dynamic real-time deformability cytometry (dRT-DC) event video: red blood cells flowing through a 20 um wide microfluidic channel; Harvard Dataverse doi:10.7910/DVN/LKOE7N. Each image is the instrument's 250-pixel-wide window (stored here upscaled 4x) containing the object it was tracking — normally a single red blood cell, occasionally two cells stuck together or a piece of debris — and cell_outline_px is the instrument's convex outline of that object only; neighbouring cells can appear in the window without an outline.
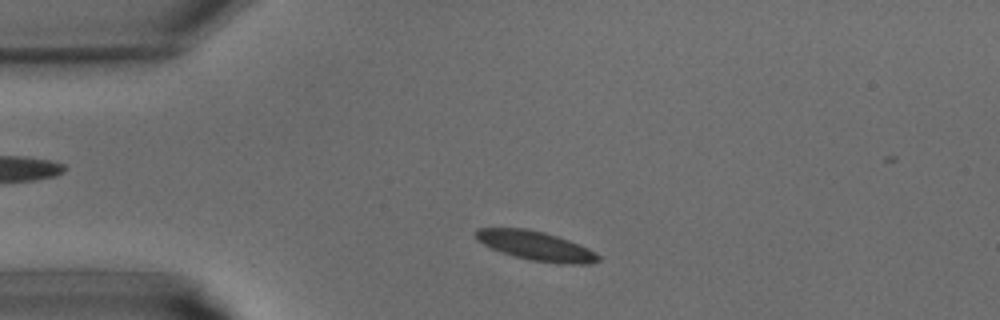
{"species": "common noctule bat (a hibernating species)", "species_latin": "Nyctalus noctula", "temperature_condition": "warm", "stored_images_in_passage": 36, "camera_frame_rate_fps": 3000, "um_per_image_px": 0.085, "animal": {"sex": "male", "body_mass_g": 15.6}, "frame": {"image": 1, "passage_image": 4, "time_ms": 1.0, "image_size_px": [1000, 320], "cell_outline_px": [[600, 260], [588, 264], [560, 264], [532, 260], [516, 256], [492, 248], [476, 240], [472, 232], [476, 228], [524, 228], [544, 232], [568, 240], [588, 248], [600, 256]], "centroid_in_image_um": [45.52, 20.88], "position_along_channel_um": 39.5, "area_um2": 20.69}}
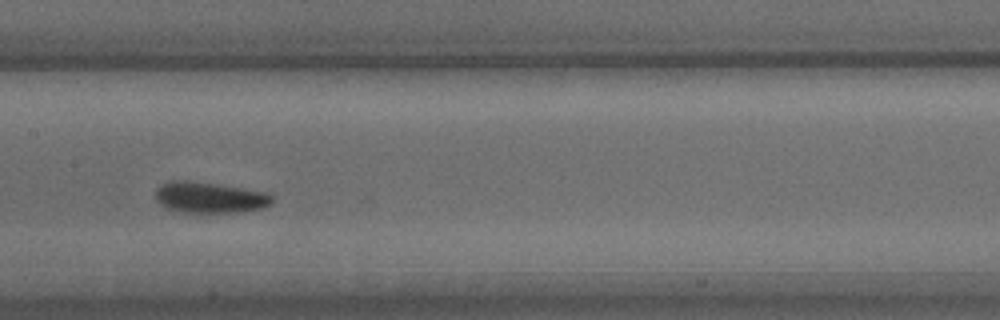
{"frame": {"image": 2, "passage_image": 15, "time_ms": 4.667, "image_size_px": [1000, 320], "cell_outline_px": [[272, 204], [260, 208], [244, 212], [180, 212], [164, 208], [156, 200], [156, 188], [172, 180], [188, 180], [216, 184], [264, 192], [272, 196]], "centroid_in_image_um": [17.78, 16.79], "position_along_channel_um": 189.6, "area_um2": 20.92}}
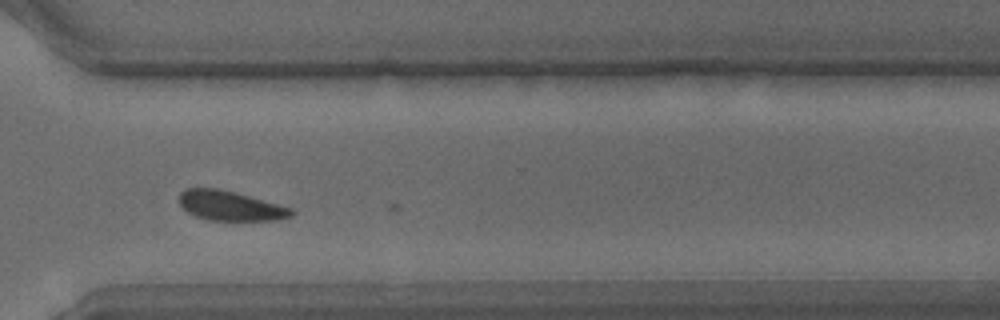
{"frame": {"image": 3, "passage_image": 25, "time_ms": 8.0, "image_size_px": [1000, 320], "cell_outline_px": [[296, 212], [292, 216], [276, 220], [208, 220], [196, 216], [188, 212], [180, 204], [180, 192], [184, 188], [216, 188], [248, 196], [292, 208]], "centroid_in_image_um": [19.57, 17.5], "position_along_channel_um": 351.0, "area_um2": 19.13}}